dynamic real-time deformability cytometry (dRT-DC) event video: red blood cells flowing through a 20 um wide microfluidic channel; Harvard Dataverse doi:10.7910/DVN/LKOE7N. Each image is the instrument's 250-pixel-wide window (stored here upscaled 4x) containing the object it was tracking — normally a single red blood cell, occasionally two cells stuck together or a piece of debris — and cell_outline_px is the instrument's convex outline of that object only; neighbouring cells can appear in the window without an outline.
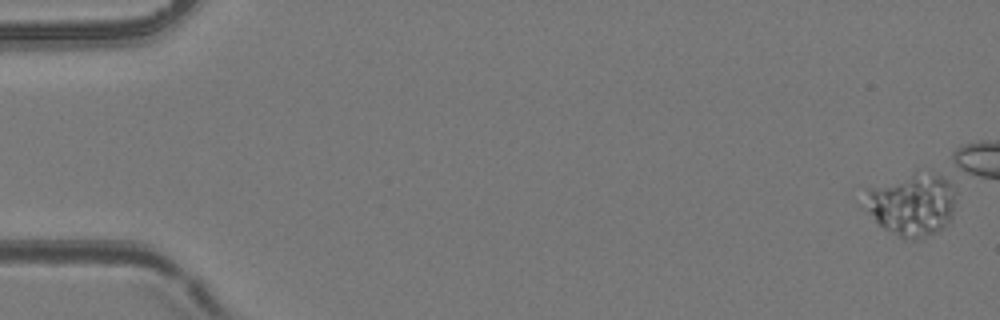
{"species": "common noctule bat (a hibernating species)", "species_latin": "Nyctalus noctula", "temperature_condition": "room temperature", "stored_images_in_passage": 6, "camera_frame_rate_fps": 3000, "um_per_image_px": 0.085, "animal": {"sex": "female", "body_mass_g": 24.6, "forearm_length_mm": 56.2}, "frame": {"image": 1, "passage_image": 1, "time_ms": 0.0, "image_size_px": [1000, 320], "cell_outline_px": [[956, 192], [952, 220], [944, 228], [936, 232], [912, 240], [904, 240], [884, 228], [876, 220], [868, 208], [864, 188], [912, 176], [940, 176], [948, 180], [952, 184]], "centroid_in_image_um": [77.57, 17.46], "position_along_channel_um": 7.4, "area_um2": 32.14}}